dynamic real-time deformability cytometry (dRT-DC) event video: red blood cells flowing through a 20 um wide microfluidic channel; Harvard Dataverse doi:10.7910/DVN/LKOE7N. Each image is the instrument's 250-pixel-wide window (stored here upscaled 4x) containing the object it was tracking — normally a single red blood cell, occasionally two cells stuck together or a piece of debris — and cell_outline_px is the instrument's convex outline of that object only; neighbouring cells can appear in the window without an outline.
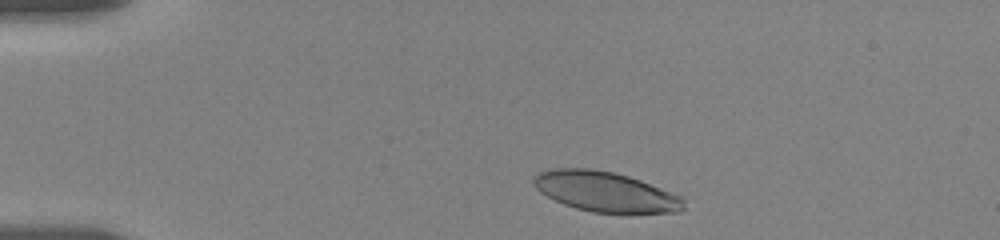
{"species": "human", "species_latin": "Homo sapiens", "temperature_condition": "room temperature", "stored_images_in_passage": 14, "camera_frame_rate_fps": 3000, "um_per_image_px": 0.085, "donor": {"sex": "female"}, "frame": {"image": 1, "passage_image": 7, "time_ms": 0.667, "image_size_px": [1000, 240], "cell_outline_px": [[684, 208], [680, 212], [592, 212], [576, 208], [564, 204], [540, 192], [532, 184], [532, 176], [540, 172], [552, 168], [588, 168], [612, 172], [628, 176], [640, 180], [684, 196]], "centroid_in_image_um": [51.45, 16.28], "position_along_channel_um": 33.5, "area_um2": 34.91}}